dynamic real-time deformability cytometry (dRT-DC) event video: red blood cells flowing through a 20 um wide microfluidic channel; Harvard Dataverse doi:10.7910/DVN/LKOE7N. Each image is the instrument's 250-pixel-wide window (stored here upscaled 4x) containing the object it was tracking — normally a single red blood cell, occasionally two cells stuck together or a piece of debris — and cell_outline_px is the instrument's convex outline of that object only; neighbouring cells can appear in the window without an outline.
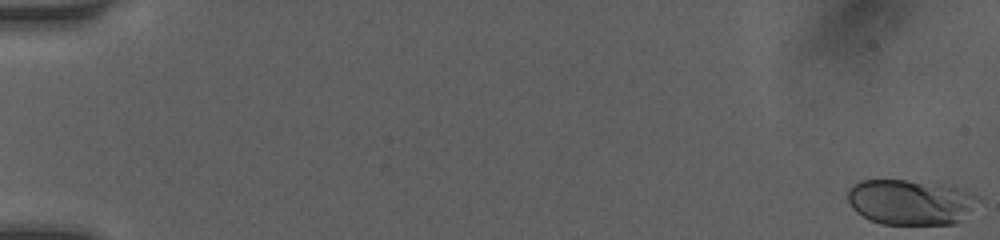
{"species": "human", "species_latin": "Homo sapiens", "temperature_condition": "room temperature", "stored_images_in_passage": 51, "camera_frame_rate_fps": 3000, "um_per_image_px": 0.085, "donor": {"sex": "female"}, "frame": {"image": 1, "passage_image": 1, "time_ms": 0.0, "image_size_px": [1000, 240], "cell_outline_px": [[976, 196], [960, 220], [956, 224], [880, 224], [856, 212], [852, 208], [848, 200], [848, 188], [852, 184], [860, 180], [908, 180], [952, 184]], "centroid_in_image_um": [77.29, 17.15], "position_along_channel_um": 7.7, "area_um2": 34.1}}
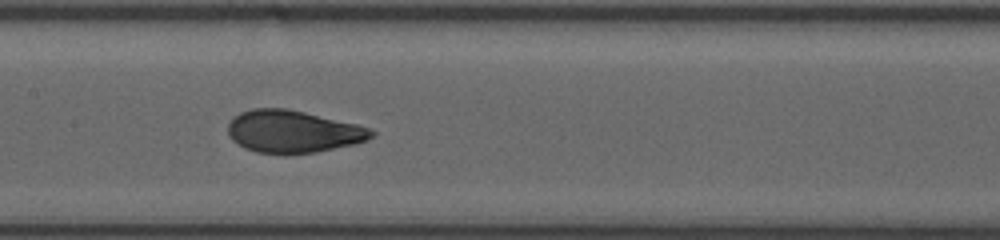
{"frame": {"image": 2, "passage_image": 27, "time_ms": 8.667, "image_size_px": [1000, 240], "cell_outline_px": [[376, 132], [368, 140], [352, 144], [316, 152], [288, 156], [256, 152], [244, 148], [232, 140], [228, 136], [228, 124], [232, 116], [240, 112], [252, 108], [288, 108], [356, 124], [368, 128]], "centroid_in_image_um": [24.84, 11.19], "position_along_channel_um": 182.6, "area_um2": 35.89}}
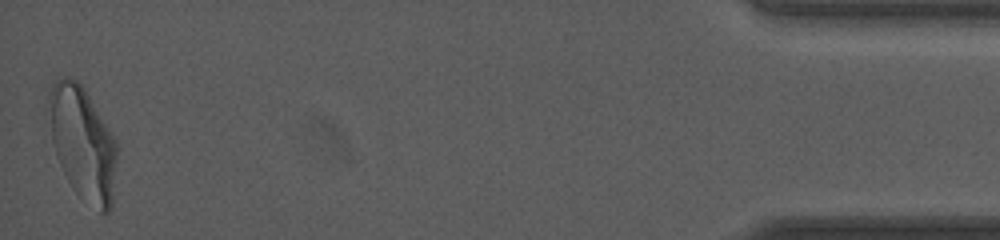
{"frame": {"image": 3, "passage_image": 51, "time_ms": 16.667, "image_size_px": [1000, 240], "cell_outline_px": [[116, 156], [112, 204], [108, 212], [100, 212], [76, 192], [72, 188], [56, 156], [52, 140], [48, 100], [48, 92], [52, 84], [56, 80], [64, 76], [68, 76], [76, 80], [84, 88], [116, 140]], "centroid_in_image_um": [7.02, 12.14], "position_along_channel_um": 428.2, "area_um2": 44.27}, "authors_computed_cell_mechanics": {"area_um2": 34.8534, "velocity_mm_per_s": 4.108, "shape_relaxation_time_tau1_ms": 3.5788, "shape_relaxation_time_tau2_ms": null, "deformation_change_tau1": 0.1568, "deformation_change_tau2": null}}